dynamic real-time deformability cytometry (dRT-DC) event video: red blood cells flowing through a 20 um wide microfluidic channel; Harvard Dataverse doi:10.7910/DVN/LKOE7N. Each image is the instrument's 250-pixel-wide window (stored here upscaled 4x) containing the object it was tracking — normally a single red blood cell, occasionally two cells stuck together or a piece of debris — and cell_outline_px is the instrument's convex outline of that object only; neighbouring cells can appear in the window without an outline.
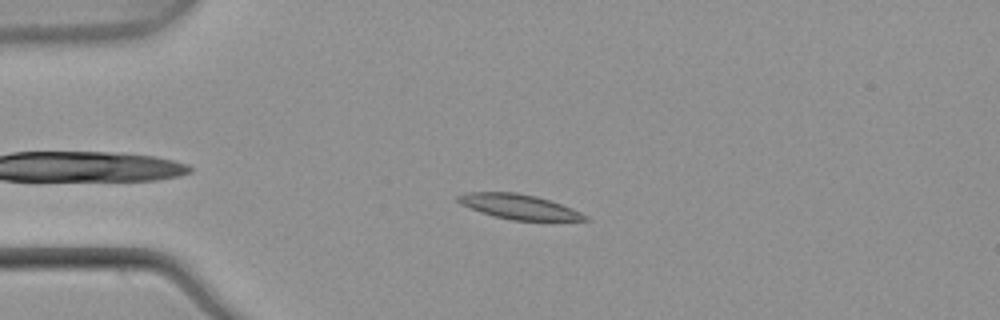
{"species": "common noctule bat (a hibernating species)", "species_latin": "Nyctalus noctula", "temperature_condition": "warm", "stored_images_in_passage": 39, "camera_frame_rate_fps": 3000, "um_per_image_px": 0.085, "animal": {"sex": "male", "body_mass_g": 21.5, "forearm_length_mm": 52.0}, "frame": {"image": 1, "passage_image": 8, "time_ms": 2.333, "image_size_px": [1000, 320], "cell_outline_px": [[592, 220], [512, 220], [480, 212], [460, 204], [456, 200], [456, 196], [464, 192], [516, 192], [536, 196], [572, 208], [588, 216]], "centroid_in_image_um": [44.07, 17.56], "position_along_channel_um": 40.9, "area_um2": 18.26}}
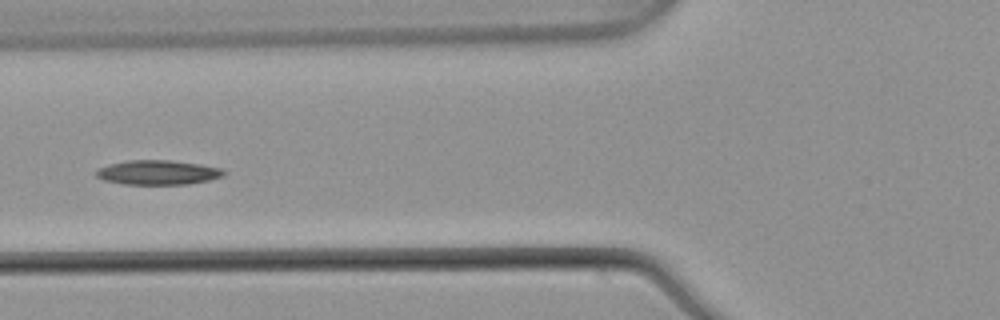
{"frame": {"image": 2, "passage_image": 16, "time_ms": 5.0, "image_size_px": [1000, 320], "cell_outline_px": [[228, 172], [224, 176], [208, 180], [188, 184], [124, 184], [104, 180], [96, 176], [96, 172], [100, 168], [108, 164], [128, 160], [172, 160], [200, 164], [220, 168]], "centroid_in_image_um": [13.45, 14.65], "position_along_channel_um": 112.4, "area_um2": 18.21}}
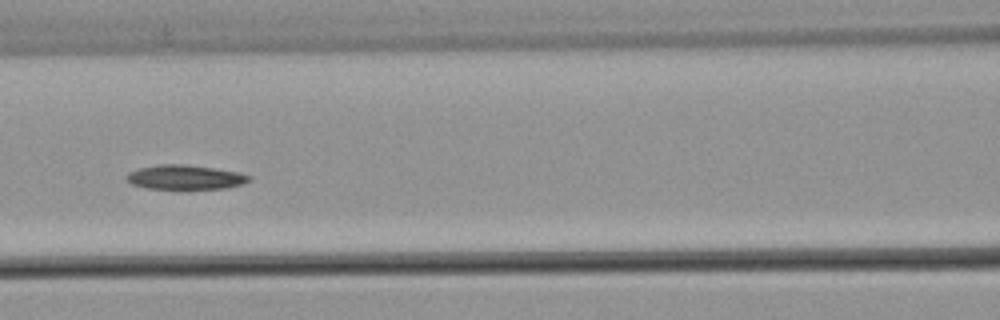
{"frame": {"image": 3, "passage_image": 19, "time_ms": 6.0, "image_size_px": [1000, 320], "cell_outline_px": [[252, 180], [240, 184], [224, 188], [148, 188], [132, 184], [124, 180], [124, 176], [128, 172], [140, 168], [160, 164], [188, 164], [240, 172], [252, 176]], "centroid_in_image_um": [15.72, 15.04], "position_along_channel_um": 150.9, "area_um2": 17.4}}